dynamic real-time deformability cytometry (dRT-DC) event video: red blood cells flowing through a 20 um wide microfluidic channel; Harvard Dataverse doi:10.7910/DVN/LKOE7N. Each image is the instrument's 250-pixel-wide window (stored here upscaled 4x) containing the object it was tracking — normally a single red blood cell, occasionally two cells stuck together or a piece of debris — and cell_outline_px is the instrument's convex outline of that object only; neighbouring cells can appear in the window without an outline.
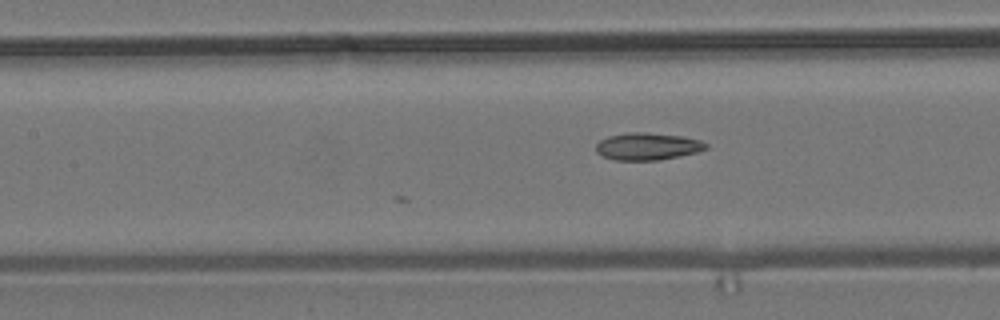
{"species": "common noctule bat (a hibernating species)", "species_latin": "Nyctalus noctula", "temperature_condition": "room temperature", "stored_images_in_passage": 25, "camera_frame_rate_fps": 3000, "um_per_image_px": 0.085, "animal": {"sex": "male", "body_mass_g": 19.2, "forearm_length_mm": 51.8}, "frame": {"image": 1, "passage_image": 25, "time_ms": 8.0, "image_size_px": [1000, 320], "cell_outline_px": [[708, 148], [696, 152], [680, 156], [660, 160], [616, 160], [604, 156], [596, 152], [596, 144], [600, 140], [608, 136], [628, 132], [644, 132], [680, 136], [700, 140], [708, 144]], "centroid_in_image_um": [55.03, 12.44], "position_along_channel_um": 152.4, "area_um2": 17.4}}